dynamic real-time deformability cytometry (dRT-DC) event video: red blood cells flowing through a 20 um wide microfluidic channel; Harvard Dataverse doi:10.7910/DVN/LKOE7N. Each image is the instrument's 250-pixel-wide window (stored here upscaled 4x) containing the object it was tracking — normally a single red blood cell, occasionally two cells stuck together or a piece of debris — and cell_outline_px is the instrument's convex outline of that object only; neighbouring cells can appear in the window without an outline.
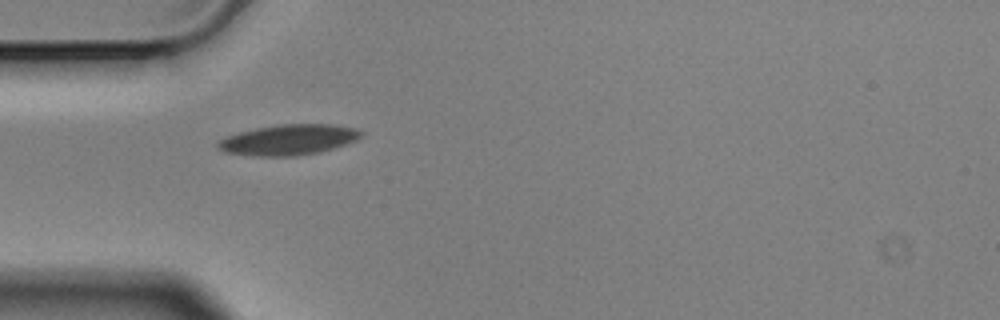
{"species": "Egyptian fruit bat (a non-hibernating species)", "species_latin": "Rousettus aegyptiacus", "temperature_condition": "cold", "stored_images_in_passage": 41, "camera_frame_rate_fps": 3000, "um_per_image_px": 0.085, "animal": {"sex": "male"}, "frame": {"image": 1, "passage_image": 1, "time_ms": 0.0, "image_size_px": [1000, 320], "cell_outline_px": [[364, 132], [356, 140], [320, 152], [296, 156], [256, 156], [224, 152], [216, 148], [216, 144], [220, 140], [228, 136], [240, 132], [256, 128], [280, 124], [336, 124], [356, 128]], "centroid_in_image_um": [24.53, 11.88], "position_along_channel_um": 60.5, "area_um2": 25.43}}
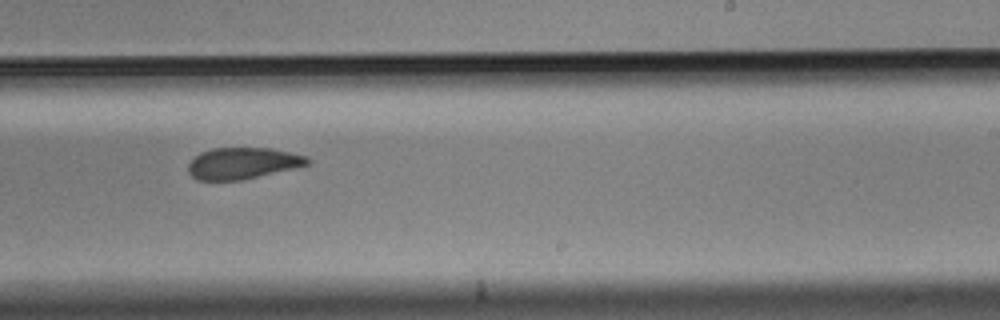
{"frame": {"image": 2, "passage_image": 19, "time_ms": 6.0, "image_size_px": [1000, 320], "cell_outline_px": [[312, 160], [308, 164], [244, 180], [196, 180], [188, 172], [188, 164], [200, 152], [212, 148], [268, 148], [308, 156]], "centroid_in_image_um": [20.61, 13.88], "position_along_channel_um": 268.4, "area_um2": 21.73}}
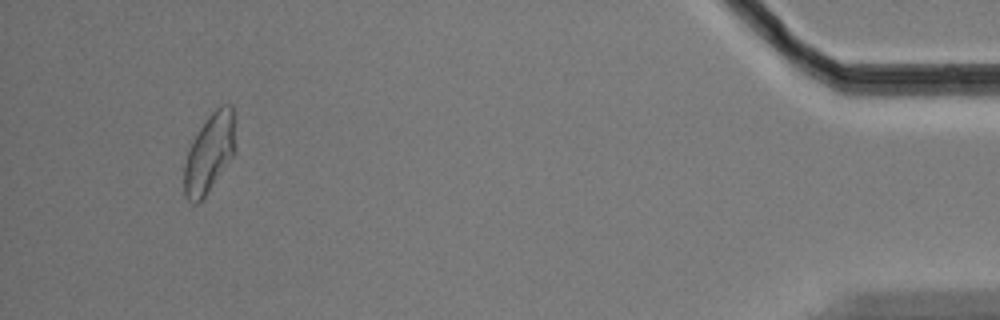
{"frame": {"image": 3, "passage_image": 38, "time_ms": 12.333, "image_size_px": [1000, 320], "cell_outline_px": [[236, 120], [232, 156], [204, 196], [196, 204], [192, 204], [184, 196], [184, 164], [192, 140], [208, 116], [220, 104], [232, 104]], "centroid_in_image_um": [17.79, 12.96], "position_along_channel_um": 417.4, "area_um2": 23.24}, "authors_computed_cell_mechanics": {"area_um2": 23.5824, "velocity_mm_per_s": 3.4871, "shape_relaxation_time_tau1_ms": 5.5204, "shape_relaxation_time_tau2_ms": 2.2599, "deformation_change_tau1": 0.1303, "deformation_change_tau2": 0.0709}}